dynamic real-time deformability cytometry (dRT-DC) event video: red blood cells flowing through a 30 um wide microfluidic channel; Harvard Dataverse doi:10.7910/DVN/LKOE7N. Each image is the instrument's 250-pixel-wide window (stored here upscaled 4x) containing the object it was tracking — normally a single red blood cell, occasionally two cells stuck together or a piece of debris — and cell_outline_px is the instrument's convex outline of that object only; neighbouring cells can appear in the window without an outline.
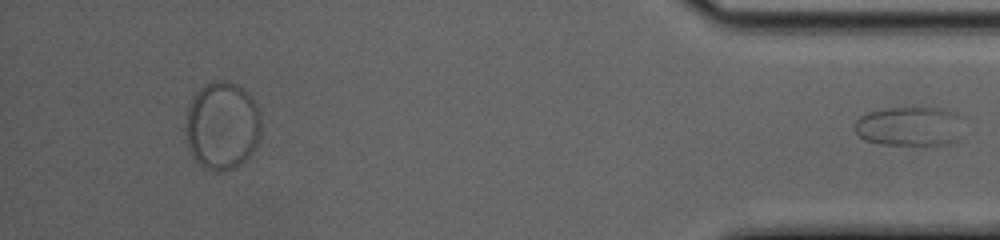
{"species": "common noctule bat (a hibernating species)", "species_latin": "Nyctalus noctula", "temperature_condition": "cold", "stored_images_in_passage": 39, "segment_of_instrument_passage": [2, 2], "camera_frame_rate_fps": 3000, "um_per_image_px": 0.085, "animal": {"sex": "female", "body_mass_g": 20.0, "forearm_length_mm": 54.0}, "frame": {"image": 1, "passage_image": 39, "time_ms": 12.667, "image_size_px": [1000, 240], "cell_outline_px": [[956, 140], [948, 144], [928, 148], [916, 148], [880, 144], [864, 140], [856, 132], [856, 120], [860, 116], [868, 112], [884, 108], [916, 104], [924, 104], [956, 112]], "centroid_in_image_um": [77.24, 10.74], "position_along_channel_um": 358.0, "area_um2": 26.18}}